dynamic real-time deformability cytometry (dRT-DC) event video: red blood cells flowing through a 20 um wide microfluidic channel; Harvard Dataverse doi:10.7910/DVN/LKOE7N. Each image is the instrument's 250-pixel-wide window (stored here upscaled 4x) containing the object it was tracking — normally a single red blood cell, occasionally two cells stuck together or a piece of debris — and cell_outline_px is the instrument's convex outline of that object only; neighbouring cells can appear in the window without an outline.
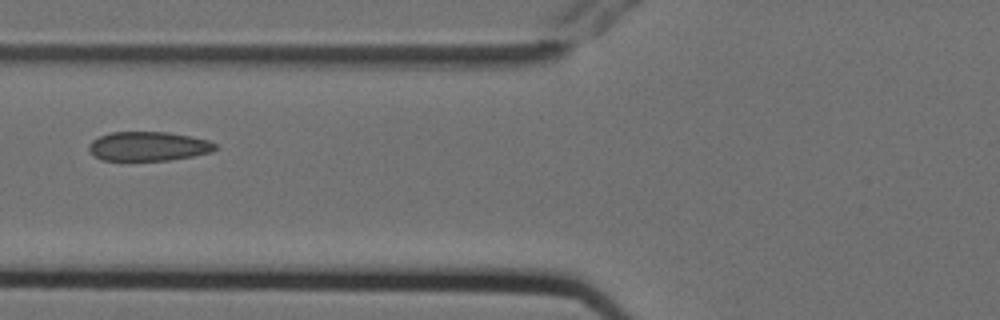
{"species": "Egyptian fruit bat (a non-hibernating species)", "species_latin": "Rousettus aegyptiacus", "temperature_condition": "cold", "stored_images_in_passage": 11, "camera_frame_rate_fps": 3000, "um_per_image_px": 0.085, "animal": {"sex": "female"}, "frame": {"image": 1, "passage_image": 6, "time_ms": 1.667, "image_size_px": [1000, 320], "cell_outline_px": [[216, 148], [212, 152], [192, 156], [168, 160], [100, 160], [88, 148], [88, 144], [92, 140], [100, 136], [112, 132], [168, 132], [208, 140], [216, 144]], "centroid_in_image_um": [12.6, 12.43], "position_along_channel_um": 113.2, "area_um2": 21.33}}
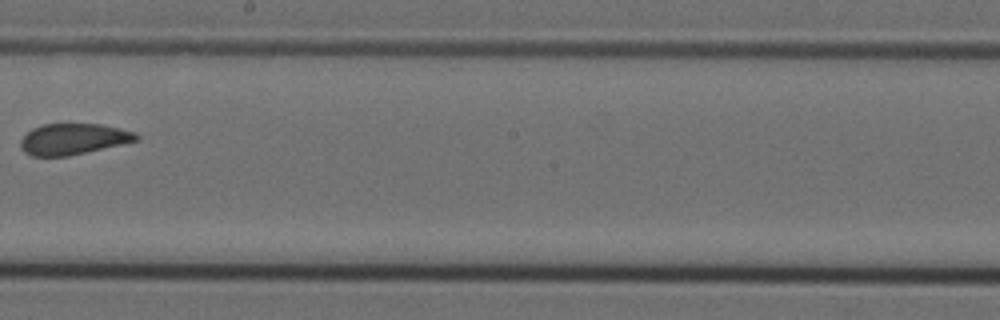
{"frame": {"image": 2, "passage_image": 9, "time_ms": 2.667, "image_size_px": [1000, 320], "cell_outline_px": [[140, 140], [68, 156], [32, 156], [24, 152], [20, 148], [20, 140], [32, 128], [44, 124], [100, 124], [120, 128], [136, 132], [140, 136]], "centroid_in_image_um": [6.24, 11.82], "position_along_channel_um": 242.0, "area_um2": 20.98}}
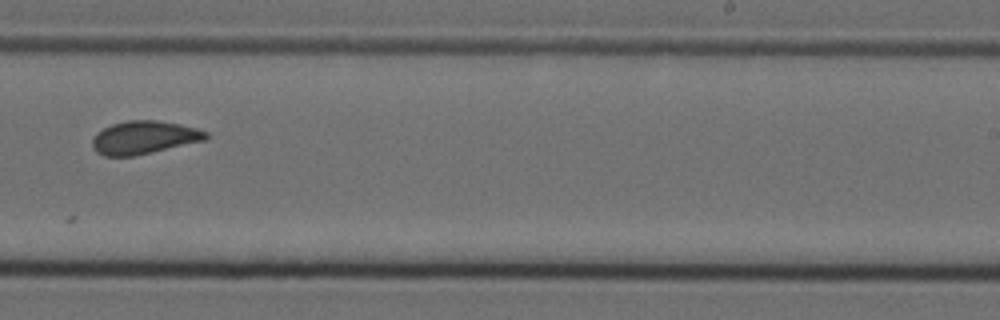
{"frame": {"image": 3, "passage_image": 10, "time_ms": 3.0, "image_size_px": [1000, 320], "cell_outline_px": [[208, 140], [136, 156], [104, 156], [96, 152], [92, 148], [92, 140], [96, 132], [112, 124], [128, 120], [156, 120], [180, 124], [196, 128], [208, 132]], "centroid_in_image_um": [12.26, 11.7], "position_along_channel_um": 276.7, "area_um2": 22.2}}